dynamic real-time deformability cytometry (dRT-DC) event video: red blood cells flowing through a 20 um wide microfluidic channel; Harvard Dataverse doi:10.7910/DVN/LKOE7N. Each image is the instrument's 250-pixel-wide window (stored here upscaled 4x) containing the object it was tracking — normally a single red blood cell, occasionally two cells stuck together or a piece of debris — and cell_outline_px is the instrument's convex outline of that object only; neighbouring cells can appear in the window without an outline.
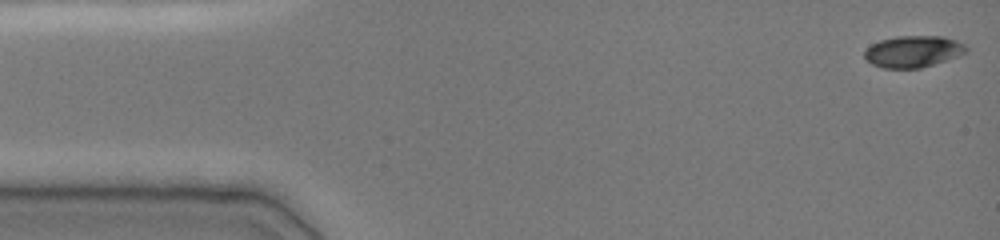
{"species": "common noctule bat (a hibernating species)", "species_latin": "Nyctalus noctula", "temperature_condition": "cold", "stored_images_in_passage": 37, "camera_frame_rate_fps": 3000, "um_per_image_px": 0.085, "animal": {"sex": "female", "body_mass_g": 19.0, "forearm_length_mm": 51.5}, "frame": {"image": 1, "passage_image": 1, "time_ms": 0.0, "image_size_px": [1000, 240], "cell_outline_px": [[968, 52], [920, 68], [884, 68], [872, 64], [864, 56], [864, 52], [872, 44], [880, 40], [896, 36], [944, 36], [956, 40], [964, 44], [968, 48]], "centroid_in_image_um": [77.62, 4.36], "position_along_channel_um": 7.4, "area_um2": 18.55}}
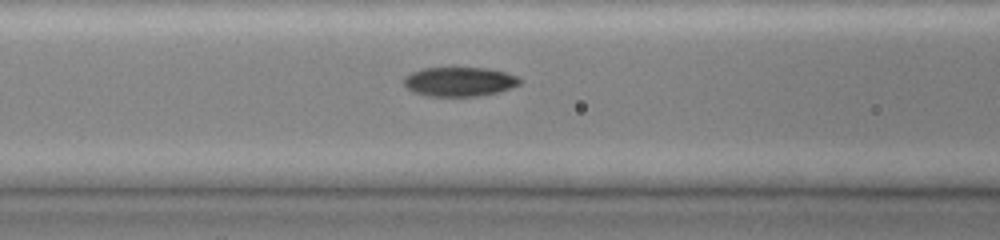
{"frame": {"image": 2, "passage_image": 19, "time_ms": 6.0, "image_size_px": [1000, 240], "cell_outline_px": [[520, 84], [500, 92], [480, 96], [428, 96], [412, 92], [404, 84], [404, 76], [412, 72], [424, 68], [484, 68], [504, 72], [516, 76], [520, 80]], "centroid_in_image_um": [39.03, 6.95], "position_along_channel_um": 127.6, "area_um2": 19.71}}
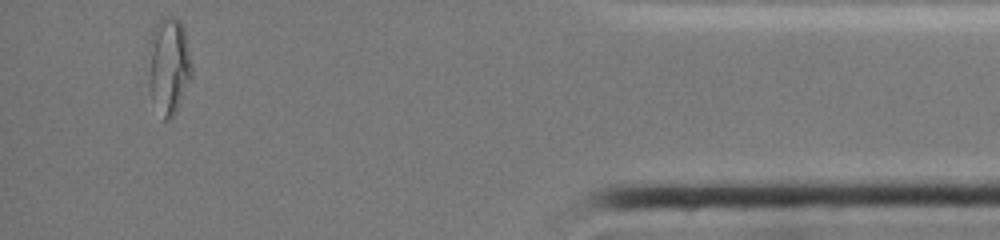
{"frame": {"image": 3, "passage_image": 37, "time_ms": 14.667, "image_size_px": [1000, 240], "cell_outline_px": [[192, 76], [176, 112], [168, 120], [164, 120], [152, 100], [148, 88], [144, 60], [152, 28], [164, 16], [176, 16], [184, 24], [192, 68]], "centroid_in_image_um": [14.28, 5.54], "position_along_channel_um": 420.9, "area_um2": 25.78}, "authors_computed_cell_mechanics": {"area_um2": 19.652, "velocity_mm_per_s": 3.9274, "shape_relaxation_time_tau1_ms": 7.2128, "shape_relaxation_time_tau2_ms": 1.6988, "deformation_change_tau1": 0.231, "deformation_change_tau2": 0.0441}}